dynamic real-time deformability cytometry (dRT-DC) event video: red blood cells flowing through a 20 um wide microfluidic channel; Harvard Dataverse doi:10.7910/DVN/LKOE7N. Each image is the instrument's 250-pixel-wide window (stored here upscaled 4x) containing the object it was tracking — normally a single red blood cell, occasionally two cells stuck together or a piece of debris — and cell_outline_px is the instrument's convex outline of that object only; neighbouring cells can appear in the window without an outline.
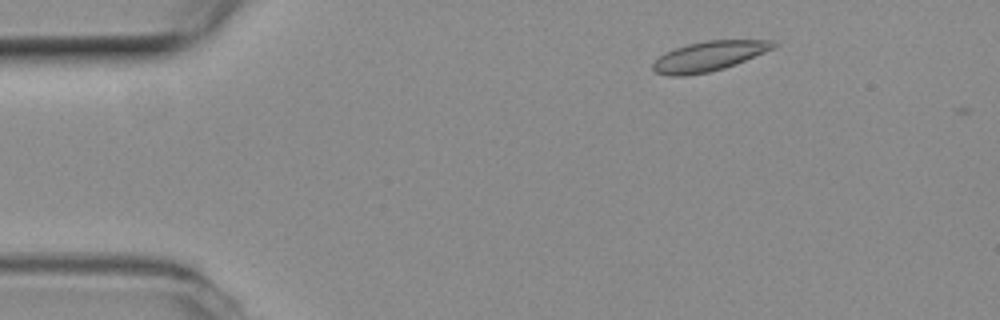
{"species": "common noctule bat (a hibernating species)", "species_latin": "Nyctalus noctula", "temperature_condition": "room temperature", "stored_images_in_passage": 2, "camera_frame_rate_fps": 3000, "um_per_image_px": 0.085, "animal": {"sex": "female", "body_mass_g": 19.3, "forearm_length_mm": 54.1}, "frame": {"image": 1, "passage_image": 1, "time_ms": 0.0, "image_size_px": [1000, 320], "cell_outline_px": [[780, 44], [776, 48], [736, 64], [724, 68], [708, 72], [684, 76], [668, 76], [656, 72], [652, 68], [652, 64], [664, 52], [688, 44], [708, 40], [776, 40]], "centroid_in_image_um": [60.32, 4.77], "position_along_channel_um": 24.7, "area_um2": 21.1}}